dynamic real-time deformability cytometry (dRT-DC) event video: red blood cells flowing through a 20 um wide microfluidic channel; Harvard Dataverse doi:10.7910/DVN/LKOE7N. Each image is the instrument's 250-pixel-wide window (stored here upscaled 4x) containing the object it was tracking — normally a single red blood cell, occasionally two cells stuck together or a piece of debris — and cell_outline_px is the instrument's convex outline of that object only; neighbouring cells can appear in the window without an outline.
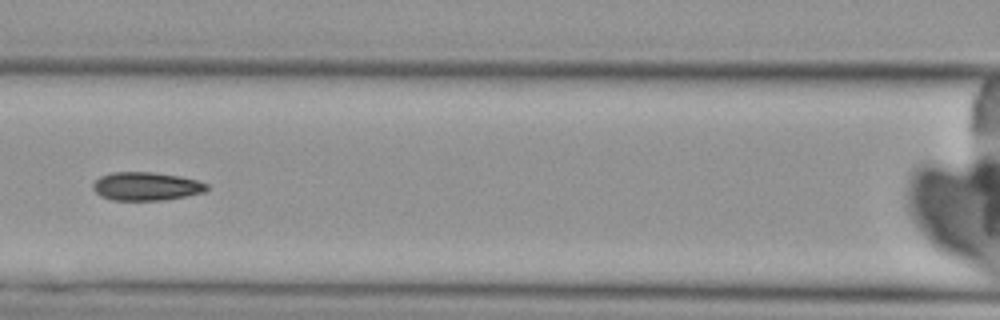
{"species": "Egyptian fruit bat (a non-hibernating species)", "species_latin": "Rousettus aegyptiacus", "temperature_condition": "cold", "stored_images_in_passage": 8, "camera_frame_rate_fps": 3000, "um_per_image_px": 0.085, "animal": {"sex": "female"}, "frame": {"image": 1, "passage_image": 5, "time_ms": 4.667, "image_size_px": [1000, 320], "cell_outline_px": [[208, 188], [204, 192], [164, 200], [112, 200], [100, 196], [92, 188], [92, 184], [100, 176], [112, 172], [152, 172], [180, 176], [196, 180], [208, 184]], "centroid_in_image_um": [12.4, 15.83], "position_along_channel_um": 154.2, "area_um2": 18.79}}
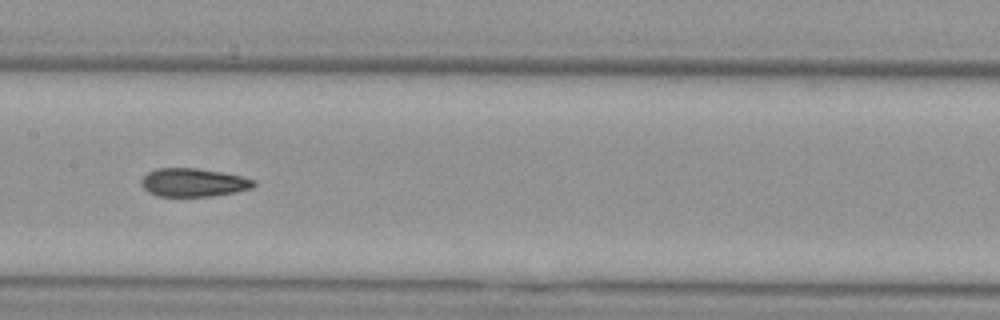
{"frame": {"image": 2, "passage_image": 6, "time_ms": 5.667, "image_size_px": [1000, 320], "cell_outline_px": [[256, 184], [252, 188], [236, 192], [208, 196], [156, 196], [148, 192], [140, 184], [140, 180], [148, 172], [156, 168], [196, 168], [220, 172], [240, 176], [256, 180]], "centroid_in_image_um": [16.41, 15.51], "position_along_channel_um": 191.0, "area_um2": 18.55}}